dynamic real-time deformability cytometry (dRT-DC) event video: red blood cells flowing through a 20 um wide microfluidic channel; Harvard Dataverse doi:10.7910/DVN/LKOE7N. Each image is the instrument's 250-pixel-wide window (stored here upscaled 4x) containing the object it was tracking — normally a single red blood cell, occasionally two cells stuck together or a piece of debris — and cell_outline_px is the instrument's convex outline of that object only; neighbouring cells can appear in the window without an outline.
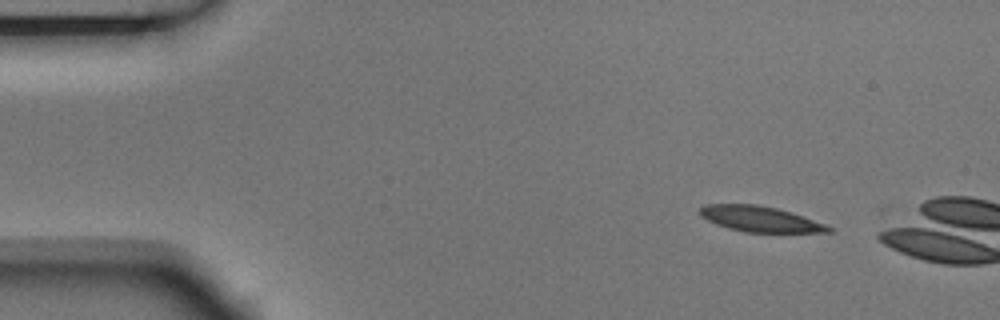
{"species": "Egyptian fruit bat (a non-hibernating species)", "species_latin": "Rousettus aegyptiacus", "temperature_condition": "room temperature", "stored_images_in_passage": 2, "camera_frame_rate_fps": 3000, "um_per_image_px": 0.085, "animal": {"sex": "male"}, "frame": {"image": 1, "passage_image": 1, "time_ms": 0.0, "image_size_px": [1000, 320], "cell_outline_px": [[832, 232], [744, 232], [728, 228], [716, 224], [700, 216], [700, 208], [704, 204], [756, 204], [776, 208], [824, 224], [832, 228]], "centroid_in_image_um": [64.53, 18.61], "position_along_channel_um": 20.5, "area_um2": 18.79}}